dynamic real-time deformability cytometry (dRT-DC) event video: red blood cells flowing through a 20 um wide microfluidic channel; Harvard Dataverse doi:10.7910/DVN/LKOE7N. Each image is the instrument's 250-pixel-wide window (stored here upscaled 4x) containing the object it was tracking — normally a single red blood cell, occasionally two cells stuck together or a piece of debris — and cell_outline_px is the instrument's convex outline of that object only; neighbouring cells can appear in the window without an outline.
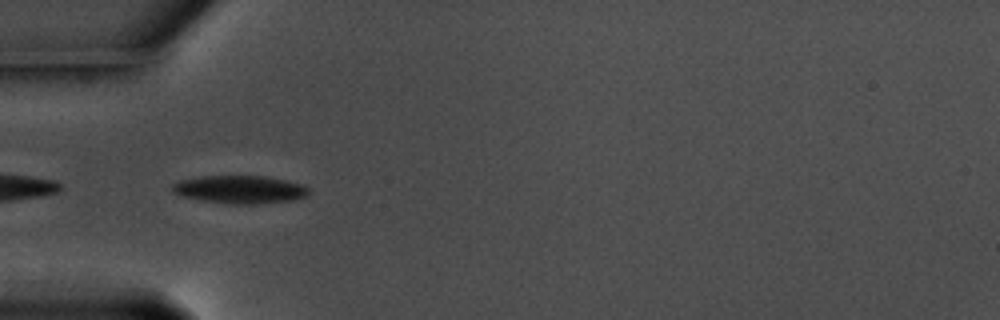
{"species": "common noctule bat (a hibernating species)", "species_latin": "Nyctalus noctula", "temperature_condition": "warm", "stored_images_in_passage": 40, "camera_frame_rate_fps": 3000, "um_per_image_px": 0.085, "animal": {"sex": "male", "body_mass_g": 17.5, "forearm_length_mm": 52.3}, "frame": {"image": 1, "passage_image": 1, "time_ms": 0.0, "image_size_px": [1000, 320], "cell_outline_px": [[308, 196], [292, 200], [260, 204], [228, 204], [200, 200], [184, 196], [172, 192], [172, 184], [180, 180], [200, 176], [264, 176], [284, 180], [300, 184], [308, 188]], "centroid_in_image_um": [20.37, 16.11], "position_along_channel_um": 64.6, "area_um2": 22.2}}
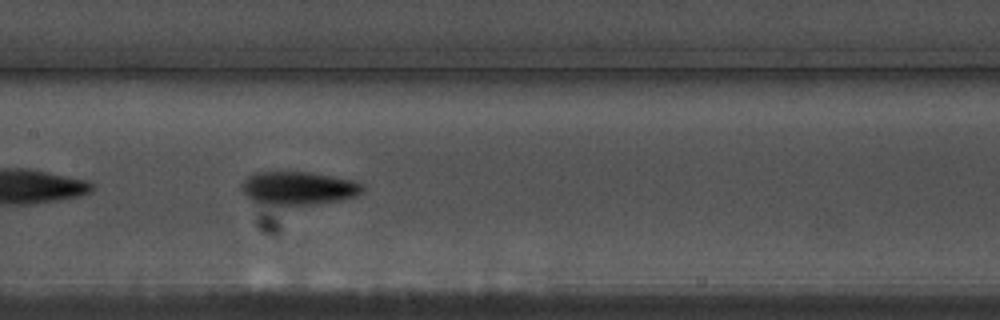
{"frame": {"image": 2, "passage_image": 11, "time_ms": 3.333, "image_size_px": [1000, 320], "cell_outline_px": [[364, 192], [360, 196], [344, 200], [288, 208], [252, 200], [244, 196], [240, 188], [240, 184], [248, 176], [256, 172], [308, 172], [352, 180], [364, 184]], "centroid_in_image_um": [25.38, 16.03], "position_along_channel_um": 182.0, "area_um2": 24.28}}
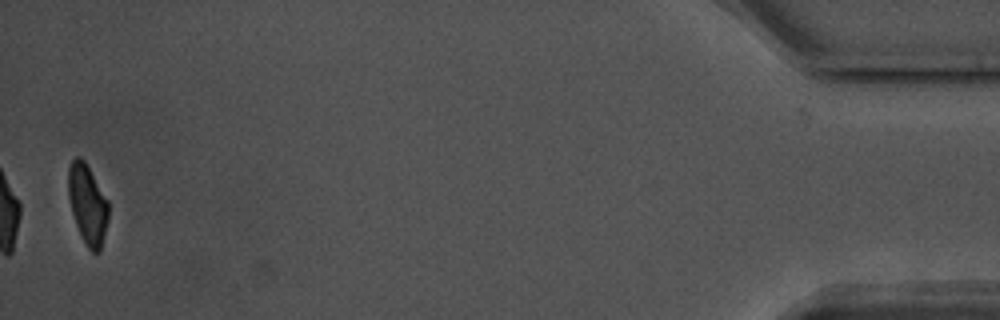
{"frame": {"image": 3, "passage_image": 39, "time_ms": 12.667, "image_size_px": [1000, 320], "cell_outline_px": [[108, 220], [100, 252], [92, 252], [88, 248], [76, 224], [72, 212], [68, 196], [68, 168], [72, 160], [76, 156], [80, 156], [84, 160], [108, 200]], "centroid_in_image_um": [7.44, 17.34], "position_along_channel_um": 427.8, "area_um2": 18.5}, "authors_computed_cell_mechanics": {"area_um2": 21.4149, "velocity_mm_per_s": 3.5852, "shape_relaxation_time_tau1_ms": 2.6312, "shape_relaxation_time_tau2_ms": null, "deformation_change_tau1": 0.1167, "deformation_change_tau2": null}}